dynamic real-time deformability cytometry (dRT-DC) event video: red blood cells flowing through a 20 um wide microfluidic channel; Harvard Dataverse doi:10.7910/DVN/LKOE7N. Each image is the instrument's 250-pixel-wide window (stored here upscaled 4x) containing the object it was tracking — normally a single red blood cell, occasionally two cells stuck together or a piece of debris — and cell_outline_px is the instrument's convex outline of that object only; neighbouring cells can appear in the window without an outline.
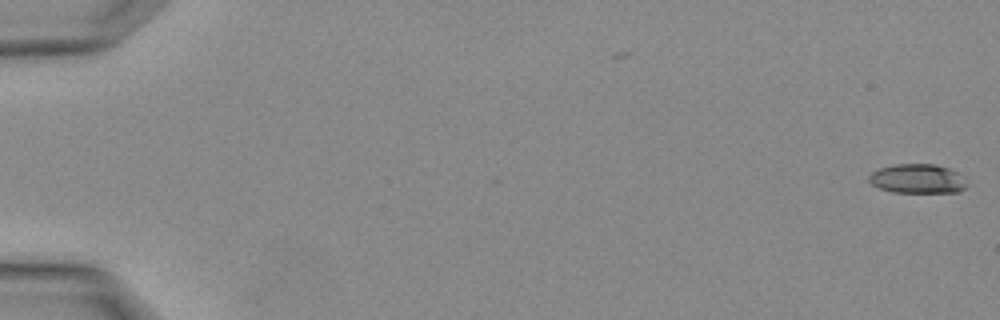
{"species": "Egyptian fruit bat (a non-hibernating species)", "species_latin": "Rousettus aegyptiacus", "temperature_condition": "warm", "stored_images_in_passage": 3, "camera_frame_rate_fps": 3000, "um_per_image_px": 0.085, "animal": {"sex": "female"}, "frame": {"image": 1, "passage_image": 1, "time_ms": 0.0, "image_size_px": [1000, 320], "cell_outline_px": [[972, 180], [964, 188], [956, 192], [892, 192], [880, 188], [872, 184], [868, 180], [868, 176], [872, 172], [880, 168], [892, 164], [936, 164], [960, 172]], "centroid_in_image_um": [78.07, 15.18], "position_along_channel_um": 6.9, "area_um2": 17.11}}
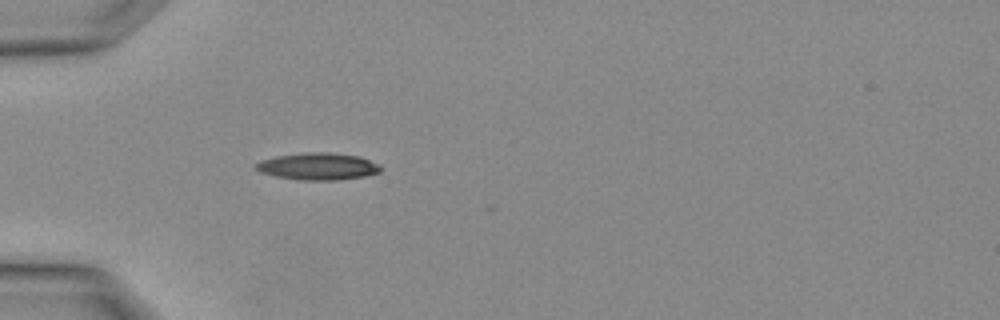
{"frame": {"image": 2, "passage_image": 3, "time_ms": 0.667, "image_size_px": [1000, 320], "cell_outline_px": [[384, 168], [380, 172], [364, 176], [336, 180], [300, 180], [276, 176], [260, 172], [252, 168], [252, 164], [260, 160], [276, 156], [304, 152], [328, 152], [356, 156], [380, 164]], "centroid_in_image_um": [26.97, 14.14], "position_along_channel_um": 58.0, "area_um2": 19.83}}